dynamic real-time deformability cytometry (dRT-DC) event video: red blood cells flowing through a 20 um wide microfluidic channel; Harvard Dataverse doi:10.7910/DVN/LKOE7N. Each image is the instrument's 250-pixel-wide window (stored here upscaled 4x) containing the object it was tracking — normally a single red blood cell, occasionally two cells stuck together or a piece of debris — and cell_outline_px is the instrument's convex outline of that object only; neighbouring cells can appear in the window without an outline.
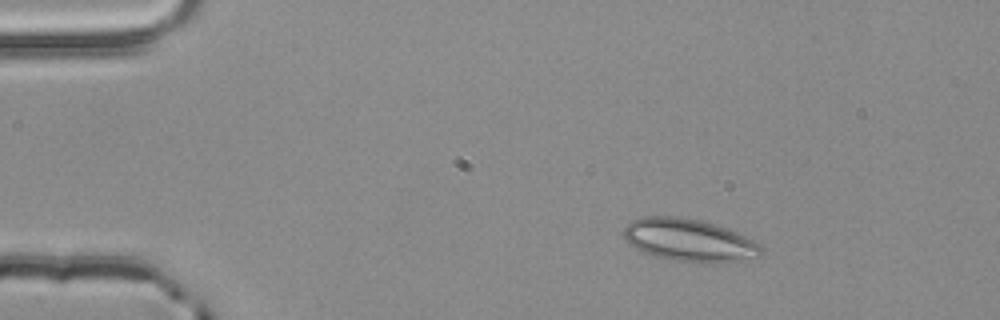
{"species": "common noctule bat (a hibernating species)", "species_latin": "Nyctalus noctula", "temperature_condition": "room temperature", "stored_images_in_passage": 47, "camera_frame_rate_fps": 3000, "um_per_image_px": 0.085, "animal": {"sex": "male", "body_mass_g": 20.4}, "frame": {"image": 1, "passage_image": 1, "time_ms": 0.0, "image_size_px": [1000, 320], "cell_outline_px": [[764, 252], [760, 256], [712, 264], [672, 260], [656, 256], [644, 252], [628, 244], [624, 240], [624, 228], [632, 220], [640, 216], [672, 216], [700, 220], [736, 232], [764, 244]], "centroid_in_image_um": [58.59, 20.42], "position_along_channel_um": 26.4, "area_um2": 34.22}}
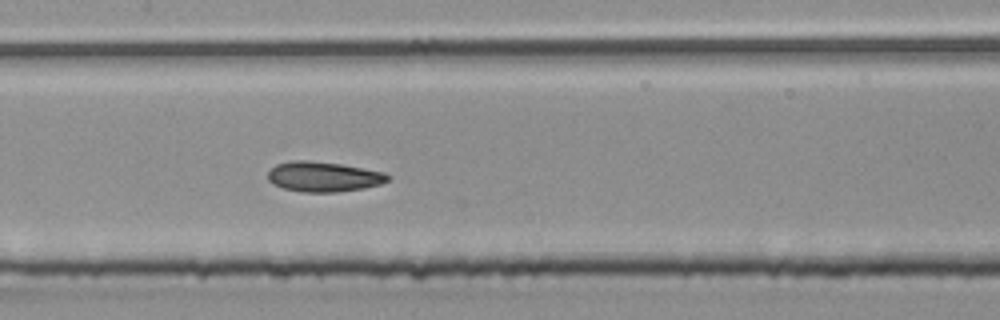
{"frame": {"image": 2, "passage_image": 19, "time_ms": 6.0, "image_size_px": [1000, 320], "cell_outline_px": [[392, 176], [388, 180], [380, 184], [364, 188], [336, 192], [304, 192], [284, 188], [272, 184], [268, 180], [268, 172], [276, 164], [292, 160], [304, 160], [340, 164], [384, 172]], "centroid_in_image_um": [27.49, 15.02], "position_along_channel_um": 179.9, "area_um2": 20.92}}
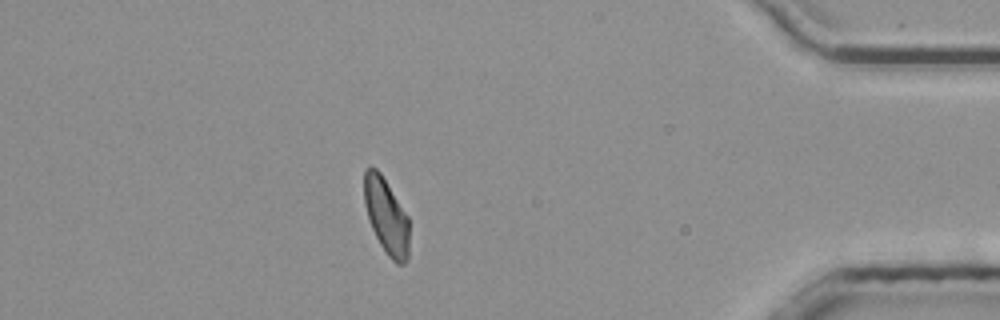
{"frame": {"image": 3, "passage_image": 40, "time_ms": 13.0, "image_size_px": [1000, 320], "cell_outline_px": [[408, 260], [404, 264], [396, 264], [388, 256], [380, 244], [368, 220], [364, 204], [364, 172], [368, 168], [376, 168], [380, 172], [408, 216]], "centroid_in_image_um": [32.83, 18.39], "position_along_channel_um": 402.4, "area_um2": 19.77}, "authors_computed_cell_mechanics": {"area_um2": 20.5768, "velocity_mm_per_s": 3.8145, "shape_relaxation_time_tau1_ms": 9.6088, "shape_relaxation_time_tau2_ms": 3.2869, "deformation_change_tau1": 0.1643, "deformation_change_tau2": 0.0893}}